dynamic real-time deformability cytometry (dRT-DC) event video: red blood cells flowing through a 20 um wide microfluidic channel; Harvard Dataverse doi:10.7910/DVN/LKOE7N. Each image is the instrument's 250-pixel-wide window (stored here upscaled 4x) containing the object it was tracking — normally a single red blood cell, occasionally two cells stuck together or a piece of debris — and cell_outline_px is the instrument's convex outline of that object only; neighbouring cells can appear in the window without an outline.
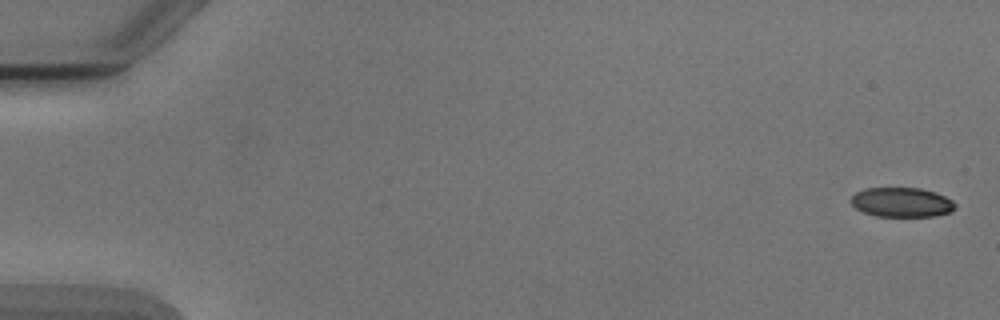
{"species": "Egyptian fruit bat (a non-hibernating species)", "species_latin": "Rousettus aegyptiacus", "temperature_condition": "cold", "stored_images_in_passage": 6, "camera_frame_rate_fps": 3000, "um_per_image_px": 0.085, "animal": {"sex": "male"}, "frame": {"image": 1, "passage_image": 1, "time_ms": 0.0, "image_size_px": [1000, 320], "cell_outline_px": [[956, 208], [952, 212], [936, 216], [876, 216], [864, 212], [856, 208], [852, 204], [852, 196], [856, 192], [864, 188], [920, 188], [936, 192], [952, 200], [956, 204]], "centroid_in_image_um": [76.68, 17.19], "position_along_channel_um": 8.3, "area_um2": 17.98}}
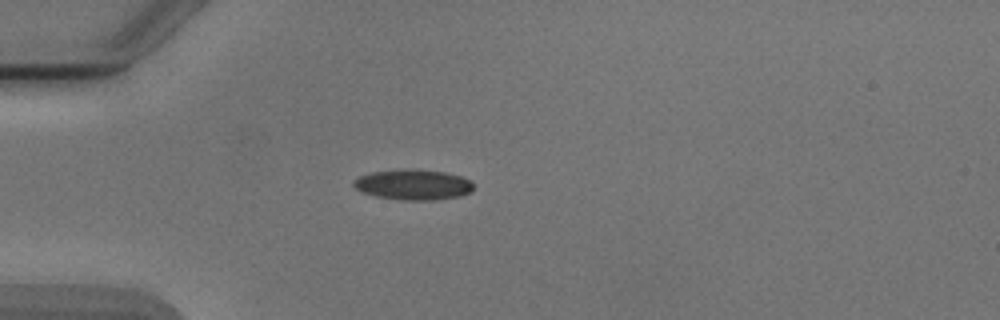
{"frame": {"image": 2, "passage_image": 5, "time_ms": 4.667, "image_size_px": [1000, 320], "cell_outline_px": [[472, 192], [460, 196], [436, 200], [400, 200], [376, 196], [364, 192], [356, 188], [352, 184], [360, 176], [372, 172], [412, 168], [448, 172], [460, 176], [468, 180], [472, 184]], "centroid_in_image_um": [35.16, 15.69], "position_along_channel_um": 49.8, "area_um2": 21.21}}